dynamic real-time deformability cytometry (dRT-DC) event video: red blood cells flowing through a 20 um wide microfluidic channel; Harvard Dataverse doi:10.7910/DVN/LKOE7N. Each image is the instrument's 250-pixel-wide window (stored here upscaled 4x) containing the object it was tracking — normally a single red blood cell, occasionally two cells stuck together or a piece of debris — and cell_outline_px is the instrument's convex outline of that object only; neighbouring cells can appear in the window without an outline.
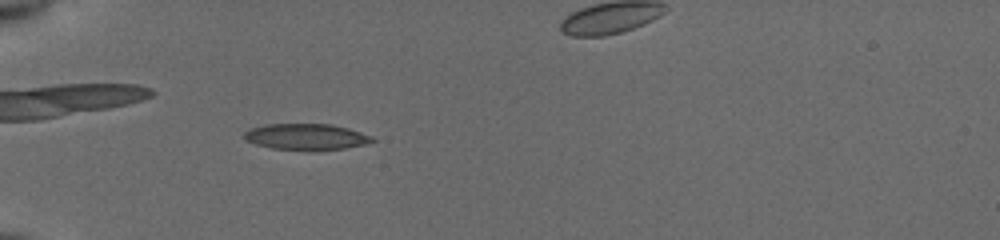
{"species": "common noctule bat (a hibernating species)", "species_latin": "Nyctalus noctula", "temperature_condition": "cold", "stored_images_in_passage": 51, "camera_frame_rate_fps": 3000, "um_per_image_px": 0.085, "animal": {"sex": "female", "body_mass_g": 19.5, "forearm_length_mm": 54.1}, "frame": {"image": 1, "passage_image": 19, "time_ms": 6.0, "image_size_px": [1000, 240], "cell_outline_px": [[376, 140], [364, 144], [344, 148], [272, 148], [256, 144], [244, 140], [244, 132], [248, 128], [264, 124], [332, 124], [348, 128], [372, 136]], "centroid_in_image_um": [25.97, 11.58], "position_along_channel_um": 59.0, "area_um2": 18.9}}
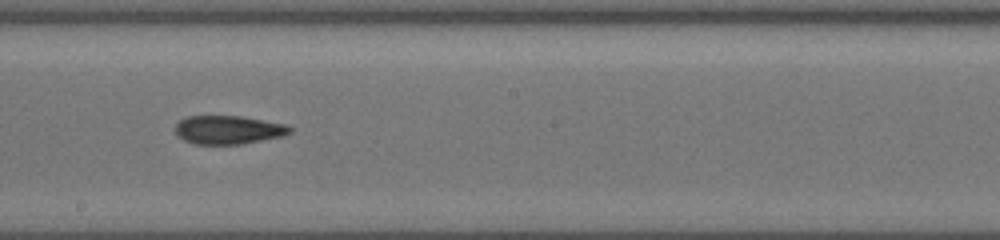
{"frame": {"image": 2, "passage_image": 33, "time_ms": 10.667, "image_size_px": [1000, 240], "cell_outline_px": [[296, 128], [292, 132], [284, 136], [240, 144], [192, 144], [184, 140], [172, 128], [180, 120], [188, 116], [240, 116], [288, 124]], "centroid_in_image_um": [19.45, 11.03], "position_along_channel_um": 228.7, "area_um2": 19.31}}
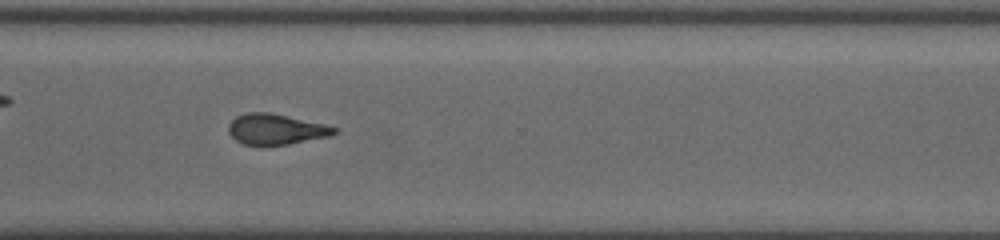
{"frame": {"image": 3, "passage_image": 42, "time_ms": 13.667, "image_size_px": [1000, 240], "cell_outline_px": [[336, 132], [332, 136], [288, 144], [244, 144], [236, 140], [228, 132], [228, 124], [236, 116], [248, 112], [268, 112], [324, 124], [336, 128]], "centroid_in_image_um": [23.44, 10.97], "position_along_channel_um": 347.2, "area_um2": 18.55}}